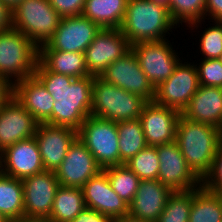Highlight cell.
<instances>
[{
    "label": "cell",
    "instance_id": "6da1fadb",
    "mask_svg": "<svg viewBox=\"0 0 222 222\" xmlns=\"http://www.w3.org/2000/svg\"><path fill=\"white\" fill-rule=\"evenodd\" d=\"M34 76L55 100L52 116L46 124L66 126L78 131L91 115V87L94 76L74 78L51 72L39 60Z\"/></svg>",
    "mask_w": 222,
    "mask_h": 222
},
{
    "label": "cell",
    "instance_id": "7a4b0ae2",
    "mask_svg": "<svg viewBox=\"0 0 222 222\" xmlns=\"http://www.w3.org/2000/svg\"><path fill=\"white\" fill-rule=\"evenodd\" d=\"M175 142L188 166L201 179L210 172L215 154L222 143V130L192 121L180 115Z\"/></svg>",
    "mask_w": 222,
    "mask_h": 222
},
{
    "label": "cell",
    "instance_id": "3957f363",
    "mask_svg": "<svg viewBox=\"0 0 222 222\" xmlns=\"http://www.w3.org/2000/svg\"><path fill=\"white\" fill-rule=\"evenodd\" d=\"M170 17L167 5L151 0H128L121 32L130 45L169 39V31L179 28ZM172 29V30H171ZM168 34V35H167Z\"/></svg>",
    "mask_w": 222,
    "mask_h": 222
},
{
    "label": "cell",
    "instance_id": "277c9868",
    "mask_svg": "<svg viewBox=\"0 0 222 222\" xmlns=\"http://www.w3.org/2000/svg\"><path fill=\"white\" fill-rule=\"evenodd\" d=\"M147 101L95 76L91 87V116L121 122L138 119Z\"/></svg>",
    "mask_w": 222,
    "mask_h": 222
},
{
    "label": "cell",
    "instance_id": "5b68a950",
    "mask_svg": "<svg viewBox=\"0 0 222 222\" xmlns=\"http://www.w3.org/2000/svg\"><path fill=\"white\" fill-rule=\"evenodd\" d=\"M39 48L24 34L11 28L0 32V75L12 84L34 76Z\"/></svg>",
    "mask_w": 222,
    "mask_h": 222
},
{
    "label": "cell",
    "instance_id": "8992f818",
    "mask_svg": "<svg viewBox=\"0 0 222 222\" xmlns=\"http://www.w3.org/2000/svg\"><path fill=\"white\" fill-rule=\"evenodd\" d=\"M60 19L49 0H23L12 10V28L38 48L52 38Z\"/></svg>",
    "mask_w": 222,
    "mask_h": 222
},
{
    "label": "cell",
    "instance_id": "52a82bcc",
    "mask_svg": "<svg viewBox=\"0 0 222 222\" xmlns=\"http://www.w3.org/2000/svg\"><path fill=\"white\" fill-rule=\"evenodd\" d=\"M78 138L92 153L102 169L120 165L116 122L90 115L78 130Z\"/></svg>",
    "mask_w": 222,
    "mask_h": 222
},
{
    "label": "cell",
    "instance_id": "ba28073f",
    "mask_svg": "<svg viewBox=\"0 0 222 222\" xmlns=\"http://www.w3.org/2000/svg\"><path fill=\"white\" fill-rule=\"evenodd\" d=\"M183 62L180 60L173 74L155 87L153 100L159 105L174 108L181 113L200 85L195 63Z\"/></svg>",
    "mask_w": 222,
    "mask_h": 222
},
{
    "label": "cell",
    "instance_id": "9c48e42d",
    "mask_svg": "<svg viewBox=\"0 0 222 222\" xmlns=\"http://www.w3.org/2000/svg\"><path fill=\"white\" fill-rule=\"evenodd\" d=\"M168 39L139 42L131 46L142 71L150 83L157 87L173 74L181 58Z\"/></svg>",
    "mask_w": 222,
    "mask_h": 222
},
{
    "label": "cell",
    "instance_id": "30bf717a",
    "mask_svg": "<svg viewBox=\"0 0 222 222\" xmlns=\"http://www.w3.org/2000/svg\"><path fill=\"white\" fill-rule=\"evenodd\" d=\"M159 157L158 181L172 191L198 189L202 180L192 171L185 161L176 142L156 146Z\"/></svg>",
    "mask_w": 222,
    "mask_h": 222
},
{
    "label": "cell",
    "instance_id": "8fae6325",
    "mask_svg": "<svg viewBox=\"0 0 222 222\" xmlns=\"http://www.w3.org/2000/svg\"><path fill=\"white\" fill-rule=\"evenodd\" d=\"M130 50L131 45L120 29H100L84 52L88 74L100 76Z\"/></svg>",
    "mask_w": 222,
    "mask_h": 222
},
{
    "label": "cell",
    "instance_id": "7c38bea8",
    "mask_svg": "<svg viewBox=\"0 0 222 222\" xmlns=\"http://www.w3.org/2000/svg\"><path fill=\"white\" fill-rule=\"evenodd\" d=\"M100 77L125 91L141 96L147 102L155 98V87L142 71L132 50L112 62Z\"/></svg>",
    "mask_w": 222,
    "mask_h": 222
},
{
    "label": "cell",
    "instance_id": "4fadbf2b",
    "mask_svg": "<svg viewBox=\"0 0 222 222\" xmlns=\"http://www.w3.org/2000/svg\"><path fill=\"white\" fill-rule=\"evenodd\" d=\"M102 168L85 144L77 137L70 145L60 166L55 171L61 186L82 188Z\"/></svg>",
    "mask_w": 222,
    "mask_h": 222
},
{
    "label": "cell",
    "instance_id": "5bb4252c",
    "mask_svg": "<svg viewBox=\"0 0 222 222\" xmlns=\"http://www.w3.org/2000/svg\"><path fill=\"white\" fill-rule=\"evenodd\" d=\"M45 171L35 137L18 141L0 152V172L16 179Z\"/></svg>",
    "mask_w": 222,
    "mask_h": 222
},
{
    "label": "cell",
    "instance_id": "9a60e30c",
    "mask_svg": "<svg viewBox=\"0 0 222 222\" xmlns=\"http://www.w3.org/2000/svg\"><path fill=\"white\" fill-rule=\"evenodd\" d=\"M100 29L83 15L63 17L46 44L52 50L84 53Z\"/></svg>",
    "mask_w": 222,
    "mask_h": 222
},
{
    "label": "cell",
    "instance_id": "2e32d148",
    "mask_svg": "<svg viewBox=\"0 0 222 222\" xmlns=\"http://www.w3.org/2000/svg\"><path fill=\"white\" fill-rule=\"evenodd\" d=\"M181 112L174 108L147 102L139 117L148 146H158L175 141L176 127Z\"/></svg>",
    "mask_w": 222,
    "mask_h": 222
},
{
    "label": "cell",
    "instance_id": "e0dca14e",
    "mask_svg": "<svg viewBox=\"0 0 222 222\" xmlns=\"http://www.w3.org/2000/svg\"><path fill=\"white\" fill-rule=\"evenodd\" d=\"M45 171H56L65 158L78 131L66 126L39 123L35 132Z\"/></svg>",
    "mask_w": 222,
    "mask_h": 222
},
{
    "label": "cell",
    "instance_id": "ac0fdd59",
    "mask_svg": "<svg viewBox=\"0 0 222 222\" xmlns=\"http://www.w3.org/2000/svg\"><path fill=\"white\" fill-rule=\"evenodd\" d=\"M24 215L49 217L60 186L55 171H44L22 180Z\"/></svg>",
    "mask_w": 222,
    "mask_h": 222
},
{
    "label": "cell",
    "instance_id": "d6986e66",
    "mask_svg": "<svg viewBox=\"0 0 222 222\" xmlns=\"http://www.w3.org/2000/svg\"><path fill=\"white\" fill-rule=\"evenodd\" d=\"M38 124L13 96L0 107V152L18 141L34 137Z\"/></svg>",
    "mask_w": 222,
    "mask_h": 222
},
{
    "label": "cell",
    "instance_id": "ffe728a7",
    "mask_svg": "<svg viewBox=\"0 0 222 222\" xmlns=\"http://www.w3.org/2000/svg\"><path fill=\"white\" fill-rule=\"evenodd\" d=\"M85 205L112 219L128 214V204L112 189L102 170L82 187Z\"/></svg>",
    "mask_w": 222,
    "mask_h": 222
},
{
    "label": "cell",
    "instance_id": "44dd1931",
    "mask_svg": "<svg viewBox=\"0 0 222 222\" xmlns=\"http://www.w3.org/2000/svg\"><path fill=\"white\" fill-rule=\"evenodd\" d=\"M173 191L158 180H141L128 214L149 222H157Z\"/></svg>",
    "mask_w": 222,
    "mask_h": 222
},
{
    "label": "cell",
    "instance_id": "7402d4cb",
    "mask_svg": "<svg viewBox=\"0 0 222 222\" xmlns=\"http://www.w3.org/2000/svg\"><path fill=\"white\" fill-rule=\"evenodd\" d=\"M14 98L38 123H46L51 118L55 100L35 76L14 84Z\"/></svg>",
    "mask_w": 222,
    "mask_h": 222
},
{
    "label": "cell",
    "instance_id": "603a6c76",
    "mask_svg": "<svg viewBox=\"0 0 222 222\" xmlns=\"http://www.w3.org/2000/svg\"><path fill=\"white\" fill-rule=\"evenodd\" d=\"M181 114L189 120L222 130V88L199 85Z\"/></svg>",
    "mask_w": 222,
    "mask_h": 222
},
{
    "label": "cell",
    "instance_id": "cb8c5ba5",
    "mask_svg": "<svg viewBox=\"0 0 222 222\" xmlns=\"http://www.w3.org/2000/svg\"><path fill=\"white\" fill-rule=\"evenodd\" d=\"M38 60L51 72L74 78L90 76L84 53L52 50L47 44H44L39 48Z\"/></svg>",
    "mask_w": 222,
    "mask_h": 222
},
{
    "label": "cell",
    "instance_id": "d4e9b609",
    "mask_svg": "<svg viewBox=\"0 0 222 222\" xmlns=\"http://www.w3.org/2000/svg\"><path fill=\"white\" fill-rule=\"evenodd\" d=\"M128 0H86L82 14L101 29H119Z\"/></svg>",
    "mask_w": 222,
    "mask_h": 222
},
{
    "label": "cell",
    "instance_id": "484cf974",
    "mask_svg": "<svg viewBox=\"0 0 222 222\" xmlns=\"http://www.w3.org/2000/svg\"><path fill=\"white\" fill-rule=\"evenodd\" d=\"M85 207L82 188L60 185L56 191L49 217L54 222H70Z\"/></svg>",
    "mask_w": 222,
    "mask_h": 222
},
{
    "label": "cell",
    "instance_id": "4316f807",
    "mask_svg": "<svg viewBox=\"0 0 222 222\" xmlns=\"http://www.w3.org/2000/svg\"><path fill=\"white\" fill-rule=\"evenodd\" d=\"M188 222H222V194L194 189Z\"/></svg>",
    "mask_w": 222,
    "mask_h": 222
},
{
    "label": "cell",
    "instance_id": "83f0119b",
    "mask_svg": "<svg viewBox=\"0 0 222 222\" xmlns=\"http://www.w3.org/2000/svg\"><path fill=\"white\" fill-rule=\"evenodd\" d=\"M24 193L22 180L0 172V212L14 222L24 215Z\"/></svg>",
    "mask_w": 222,
    "mask_h": 222
},
{
    "label": "cell",
    "instance_id": "f1b7e54d",
    "mask_svg": "<svg viewBox=\"0 0 222 222\" xmlns=\"http://www.w3.org/2000/svg\"><path fill=\"white\" fill-rule=\"evenodd\" d=\"M119 135L120 165L127 163L142 149L147 147L140 119L117 123Z\"/></svg>",
    "mask_w": 222,
    "mask_h": 222
},
{
    "label": "cell",
    "instance_id": "f546056e",
    "mask_svg": "<svg viewBox=\"0 0 222 222\" xmlns=\"http://www.w3.org/2000/svg\"><path fill=\"white\" fill-rule=\"evenodd\" d=\"M205 6L206 0H168L167 4L170 17L177 27L185 23L191 30L201 28L205 23Z\"/></svg>",
    "mask_w": 222,
    "mask_h": 222
},
{
    "label": "cell",
    "instance_id": "4dcf8cb0",
    "mask_svg": "<svg viewBox=\"0 0 222 222\" xmlns=\"http://www.w3.org/2000/svg\"><path fill=\"white\" fill-rule=\"evenodd\" d=\"M109 179L114 192L128 205L138 189L140 179L125 164L102 169Z\"/></svg>",
    "mask_w": 222,
    "mask_h": 222
},
{
    "label": "cell",
    "instance_id": "1f68e13d",
    "mask_svg": "<svg viewBox=\"0 0 222 222\" xmlns=\"http://www.w3.org/2000/svg\"><path fill=\"white\" fill-rule=\"evenodd\" d=\"M192 199L193 190L173 191L157 222H188Z\"/></svg>",
    "mask_w": 222,
    "mask_h": 222
},
{
    "label": "cell",
    "instance_id": "d6a6232c",
    "mask_svg": "<svg viewBox=\"0 0 222 222\" xmlns=\"http://www.w3.org/2000/svg\"><path fill=\"white\" fill-rule=\"evenodd\" d=\"M125 165L140 180H157L160 164L156 146L145 147Z\"/></svg>",
    "mask_w": 222,
    "mask_h": 222
},
{
    "label": "cell",
    "instance_id": "836d02e7",
    "mask_svg": "<svg viewBox=\"0 0 222 222\" xmlns=\"http://www.w3.org/2000/svg\"><path fill=\"white\" fill-rule=\"evenodd\" d=\"M213 22L210 27H205L204 31L200 34L199 39V53L204 57L201 59H217L222 55V27L217 21H208V23ZM212 25V26H211Z\"/></svg>",
    "mask_w": 222,
    "mask_h": 222
},
{
    "label": "cell",
    "instance_id": "e575fe53",
    "mask_svg": "<svg viewBox=\"0 0 222 222\" xmlns=\"http://www.w3.org/2000/svg\"><path fill=\"white\" fill-rule=\"evenodd\" d=\"M199 84L222 88V62L217 59H202L195 63Z\"/></svg>",
    "mask_w": 222,
    "mask_h": 222
},
{
    "label": "cell",
    "instance_id": "d590c367",
    "mask_svg": "<svg viewBox=\"0 0 222 222\" xmlns=\"http://www.w3.org/2000/svg\"><path fill=\"white\" fill-rule=\"evenodd\" d=\"M202 186L208 191L222 194V143L215 154L210 172L202 180Z\"/></svg>",
    "mask_w": 222,
    "mask_h": 222
},
{
    "label": "cell",
    "instance_id": "8d00e7d4",
    "mask_svg": "<svg viewBox=\"0 0 222 222\" xmlns=\"http://www.w3.org/2000/svg\"><path fill=\"white\" fill-rule=\"evenodd\" d=\"M85 1L86 0H49L50 5L61 18L81 15Z\"/></svg>",
    "mask_w": 222,
    "mask_h": 222
},
{
    "label": "cell",
    "instance_id": "74e56055",
    "mask_svg": "<svg viewBox=\"0 0 222 222\" xmlns=\"http://www.w3.org/2000/svg\"><path fill=\"white\" fill-rule=\"evenodd\" d=\"M113 219L107 215H103L96 210L85 207L76 218L70 222H112Z\"/></svg>",
    "mask_w": 222,
    "mask_h": 222
},
{
    "label": "cell",
    "instance_id": "f35d334b",
    "mask_svg": "<svg viewBox=\"0 0 222 222\" xmlns=\"http://www.w3.org/2000/svg\"><path fill=\"white\" fill-rule=\"evenodd\" d=\"M205 19L211 21L222 19V0H206Z\"/></svg>",
    "mask_w": 222,
    "mask_h": 222
},
{
    "label": "cell",
    "instance_id": "ab89813d",
    "mask_svg": "<svg viewBox=\"0 0 222 222\" xmlns=\"http://www.w3.org/2000/svg\"><path fill=\"white\" fill-rule=\"evenodd\" d=\"M14 96V84L0 75V107Z\"/></svg>",
    "mask_w": 222,
    "mask_h": 222
},
{
    "label": "cell",
    "instance_id": "60d3db41",
    "mask_svg": "<svg viewBox=\"0 0 222 222\" xmlns=\"http://www.w3.org/2000/svg\"><path fill=\"white\" fill-rule=\"evenodd\" d=\"M12 28V10L0 0V32Z\"/></svg>",
    "mask_w": 222,
    "mask_h": 222
},
{
    "label": "cell",
    "instance_id": "b9f144b4",
    "mask_svg": "<svg viewBox=\"0 0 222 222\" xmlns=\"http://www.w3.org/2000/svg\"><path fill=\"white\" fill-rule=\"evenodd\" d=\"M14 222H54L50 217H39V216H26L22 215L19 219Z\"/></svg>",
    "mask_w": 222,
    "mask_h": 222
},
{
    "label": "cell",
    "instance_id": "7bdbcfd3",
    "mask_svg": "<svg viewBox=\"0 0 222 222\" xmlns=\"http://www.w3.org/2000/svg\"><path fill=\"white\" fill-rule=\"evenodd\" d=\"M113 222H149L140 218L131 216L130 214L123 215L113 219Z\"/></svg>",
    "mask_w": 222,
    "mask_h": 222
},
{
    "label": "cell",
    "instance_id": "ee69618b",
    "mask_svg": "<svg viewBox=\"0 0 222 222\" xmlns=\"http://www.w3.org/2000/svg\"><path fill=\"white\" fill-rule=\"evenodd\" d=\"M11 10H13L23 0H2Z\"/></svg>",
    "mask_w": 222,
    "mask_h": 222
},
{
    "label": "cell",
    "instance_id": "f6af8a7d",
    "mask_svg": "<svg viewBox=\"0 0 222 222\" xmlns=\"http://www.w3.org/2000/svg\"><path fill=\"white\" fill-rule=\"evenodd\" d=\"M151 1L161 3V4H164V5L168 4V0H151Z\"/></svg>",
    "mask_w": 222,
    "mask_h": 222
},
{
    "label": "cell",
    "instance_id": "bcb514c9",
    "mask_svg": "<svg viewBox=\"0 0 222 222\" xmlns=\"http://www.w3.org/2000/svg\"><path fill=\"white\" fill-rule=\"evenodd\" d=\"M0 222H9L8 219L0 212Z\"/></svg>",
    "mask_w": 222,
    "mask_h": 222
},
{
    "label": "cell",
    "instance_id": "7dc6e473",
    "mask_svg": "<svg viewBox=\"0 0 222 222\" xmlns=\"http://www.w3.org/2000/svg\"><path fill=\"white\" fill-rule=\"evenodd\" d=\"M217 22L221 25V27H222V19H220V20H217Z\"/></svg>",
    "mask_w": 222,
    "mask_h": 222
}]
</instances>
